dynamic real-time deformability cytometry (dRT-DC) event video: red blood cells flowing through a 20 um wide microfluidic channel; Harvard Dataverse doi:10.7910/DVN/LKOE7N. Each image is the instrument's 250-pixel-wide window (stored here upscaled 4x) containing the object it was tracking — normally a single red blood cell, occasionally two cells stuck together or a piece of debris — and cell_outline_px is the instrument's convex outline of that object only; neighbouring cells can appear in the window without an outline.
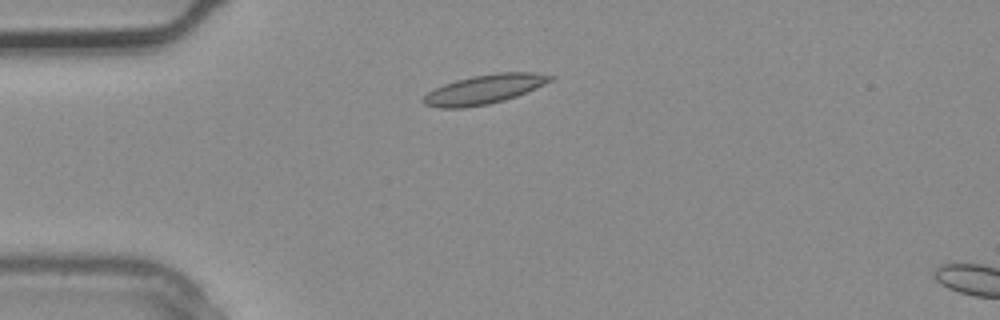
{"species": "common noctule bat (a hibernating species)", "species_latin": "Nyctalus noctula", "temperature_condition": "warm", "stored_images_in_passage": 3, "camera_frame_rate_fps": 3000, "um_per_image_px": 0.085, "animal": {"sex": "male", "body_mass_g": 20.4}, "frame": {"image": 1, "passage_image": 3, "time_ms": 0.667, "image_size_px": [1000, 320], "cell_outline_px": [[556, 76], [552, 80], [536, 88], [516, 96], [504, 100], [488, 104], [464, 108], [436, 108], [424, 104], [420, 100], [428, 92], [444, 84], [456, 80], [472, 76], [496, 72], [536, 72]], "centroid_in_image_um": [41.16, 7.59], "position_along_channel_um": 43.8, "area_um2": 21.73}}